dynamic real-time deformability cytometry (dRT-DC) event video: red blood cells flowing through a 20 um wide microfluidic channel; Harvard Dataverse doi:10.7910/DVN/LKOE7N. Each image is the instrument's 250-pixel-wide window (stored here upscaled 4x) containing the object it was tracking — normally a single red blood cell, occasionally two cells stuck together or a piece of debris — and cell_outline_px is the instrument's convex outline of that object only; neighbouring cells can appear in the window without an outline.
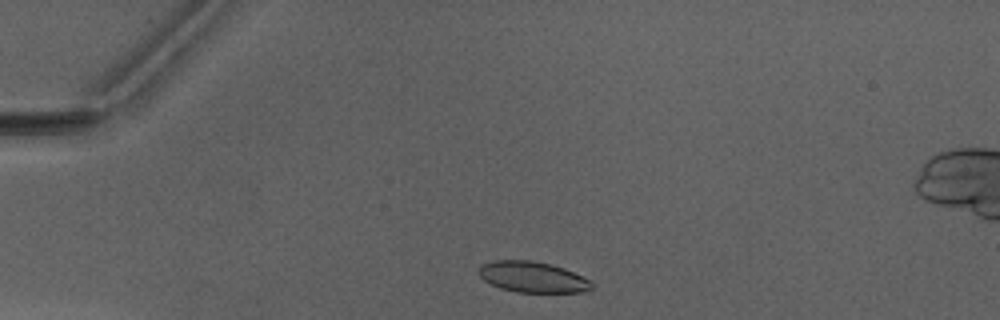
{"species": "Egyptian fruit bat (a non-hibernating species)", "species_latin": "Rousettus aegyptiacus", "temperature_condition": "warm", "stored_images_in_passage": 32, "camera_frame_rate_fps": 3000, "um_per_image_px": 0.085, "animal": {"sex": "male"}, "frame": {"image": 1, "passage_image": 3, "time_ms": 0.667, "image_size_px": [1000, 320], "cell_outline_px": [[592, 288], [584, 292], [516, 292], [500, 288], [484, 280], [476, 272], [484, 264], [492, 260], [532, 260], [552, 264], [564, 268], [588, 280], [592, 284]], "centroid_in_image_um": [45.24, 23.54], "position_along_channel_um": 39.8, "area_um2": 20.17}}
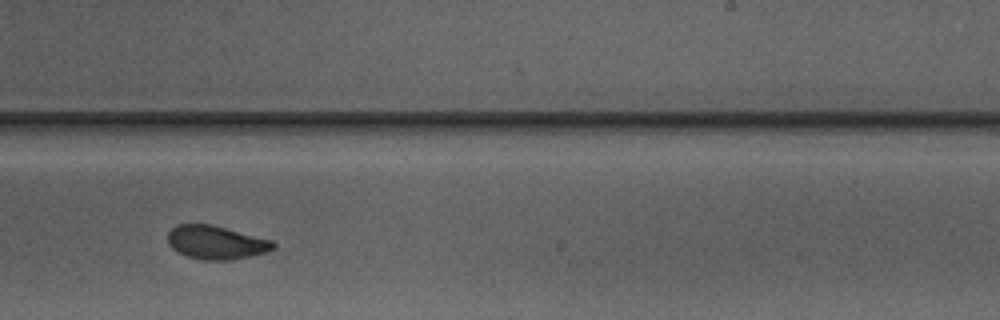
{"frame": {"image": 2, "passage_image": 23, "time_ms": 7.333, "image_size_px": [1000, 320], "cell_outline_px": [[276, 248], [264, 252], [232, 260], [204, 260], [188, 256], [176, 252], [168, 244], [168, 232], [176, 224], [212, 224], [272, 240], [276, 244]], "centroid_in_image_um": [18.35, 20.6], "position_along_channel_um": 270.7, "area_um2": 20.63}}
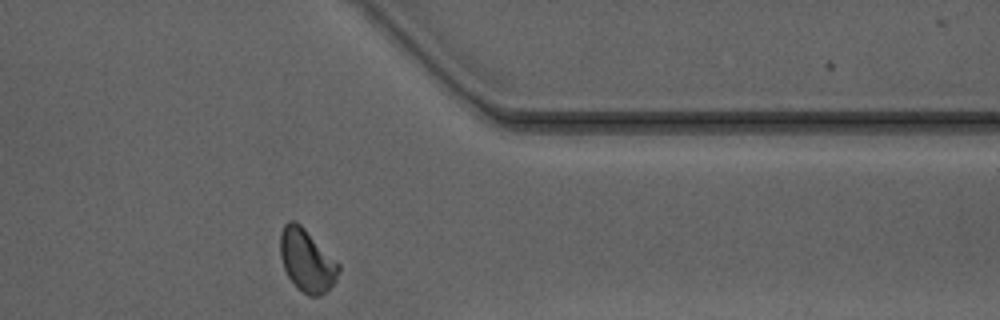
{"frame": {"image": 3, "passage_image": 32, "time_ms": 10.333, "image_size_px": [1000, 320], "cell_outline_px": [[340, 268], [336, 280], [320, 296], [308, 296], [296, 288], [288, 276], [284, 268], [280, 256], [280, 232], [284, 224], [288, 220], [296, 220], [340, 264]], "centroid_in_image_um": [26.06, 22.13], "position_along_channel_um": 385.3, "area_um2": 21.27}, "authors_computed_cell_mechanics": {"area_um2": 21.0681, "velocity_mm_per_s": 4.1048, "shape_relaxation_time_tau1_ms": 4.0237, "shape_relaxation_time_tau2_ms": 1.3455, "deformation_change_tau1": 0.1413, "deformation_change_tau2": 0.0722}}